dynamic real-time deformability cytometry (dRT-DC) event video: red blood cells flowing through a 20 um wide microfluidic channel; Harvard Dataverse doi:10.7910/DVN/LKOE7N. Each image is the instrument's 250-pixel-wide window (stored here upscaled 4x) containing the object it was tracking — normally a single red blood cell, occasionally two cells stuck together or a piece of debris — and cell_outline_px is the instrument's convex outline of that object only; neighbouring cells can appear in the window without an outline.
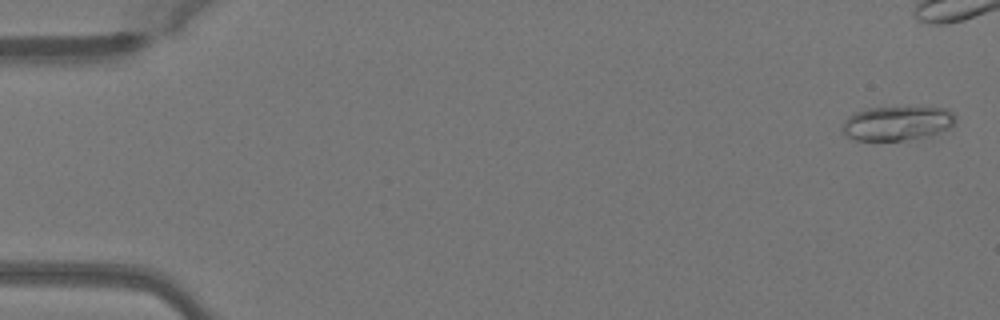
{"species": "Egyptian fruit bat (a non-hibernating species)", "species_latin": "Rousettus aegyptiacus", "temperature_condition": "warm", "stored_images_in_passage": 41, "camera_frame_rate_fps": 3000, "um_per_image_px": 0.085, "animal": {"sex": "female"}, "frame": {"image": 1, "passage_image": 2, "time_ms": 0.333, "image_size_px": [1000, 320], "cell_outline_px": [[956, 120], [948, 128], [932, 136], [904, 140], [856, 140], [844, 136], [844, 120], [848, 116], [856, 112], [868, 108], [948, 108], [956, 116]], "centroid_in_image_um": [76.27, 10.49], "position_along_channel_um": 8.7, "area_um2": 22.43}}
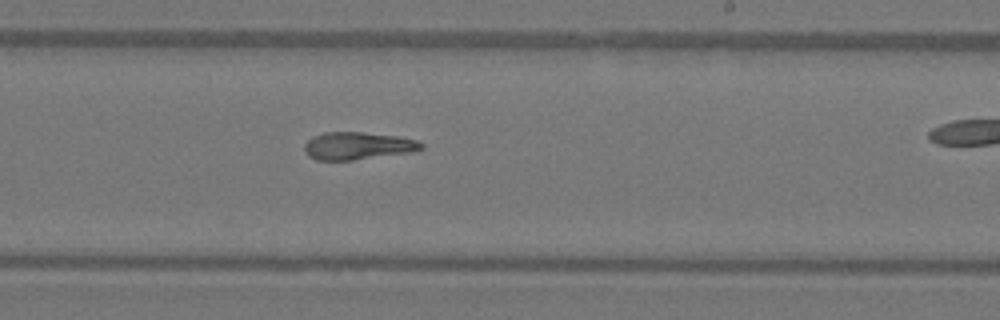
{"frame": {"image": 2, "passage_image": 31, "time_ms": 10.0, "image_size_px": [1000, 320], "cell_outline_px": [[424, 148], [412, 152], [352, 160], [316, 160], [308, 156], [304, 148], [304, 144], [312, 136], [324, 132], [364, 132], [396, 136], [420, 140], [424, 144]], "centroid_in_image_um": [30.42, 12.39], "position_along_channel_um": 258.6, "area_um2": 18.9}}
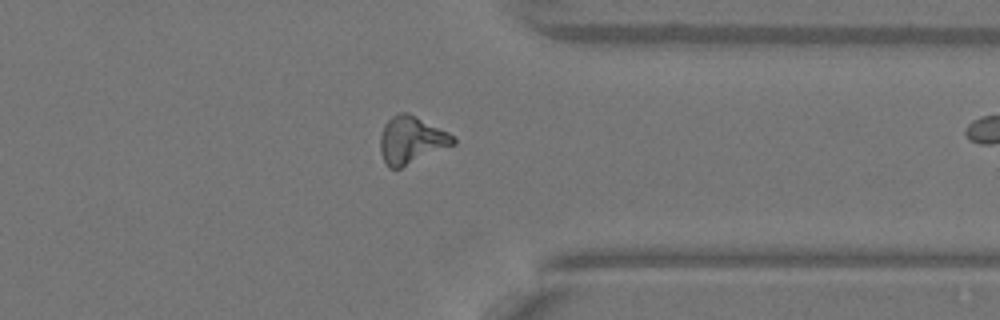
{"frame": {"image": 3, "passage_image": 40, "time_ms": 13.0, "image_size_px": [1000, 320], "cell_outline_px": [[456, 144], [400, 168], [388, 168], [380, 152], [380, 136], [384, 124], [392, 116], [400, 112], [408, 112], [456, 136]], "centroid_in_image_um": [34.97, 11.9], "position_along_channel_um": 376.4, "area_um2": 20.17}}